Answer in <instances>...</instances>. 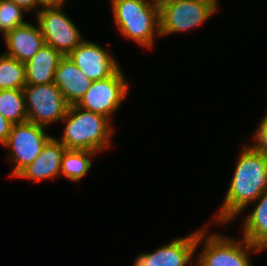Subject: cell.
<instances>
[{"label":"cell","mask_w":267,"mask_h":266,"mask_svg":"<svg viewBox=\"0 0 267 266\" xmlns=\"http://www.w3.org/2000/svg\"><path fill=\"white\" fill-rule=\"evenodd\" d=\"M236 162L232 180L224 202L213 219L214 223L224 225L230 223L267 190V156L265 154L245 144Z\"/></svg>","instance_id":"1"},{"label":"cell","mask_w":267,"mask_h":266,"mask_svg":"<svg viewBox=\"0 0 267 266\" xmlns=\"http://www.w3.org/2000/svg\"><path fill=\"white\" fill-rule=\"evenodd\" d=\"M62 121H65V127L61 138L57 140L66 149L87 150L98 154L111 147L114 129L107 117L71 105Z\"/></svg>","instance_id":"2"},{"label":"cell","mask_w":267,"mask_h":266,"mask_svg":"<svg viewBox=\"0 0 267 266\" xmlns=\"http://www.w3.org/2000/svg\"><path fill=\"white\" fill-rule=\"evenodd\" d=\"M114 23L120 35L153 48L159 36V4L153 0H110Z\"/></svg>","instance_id":"3"},{"label":"cell","mask_w":267,"mask_h":266,"mask_svg":"<svg viewBox=\"0 0 267 266\" xmlns=\"http://www.w3.org/2000/svg\"><path fill=\"white\" fill-rule=\"evenodd\" d=\"M202 241L205 246L194 263L196 266H252L250 251L262 253L259 247L249 244L243 237L240 241L220 233L208 236L207 226L197 230L196 251Z\"/></svg>","instance_id":"4"},{"label":"cell","mask_w":267,"mask_h":266,"mask_svg":"<svg viewBox=\"0 0 267 266\" xmlns=\"http://www.w3.org/2000/svg\"><path fill=\"white\" fill-rule=\"evenodd\" d=\"M205 0H166L159 4V36L188 32L216 14Z\"/></svg>","instance_id":"5"},{"label":"cell","mask_w":267,"mask_h":266,"mask_svg":"<svg viewBox=\"0 0 267 266\" xmlns=\"http://www.w3.org/2000/svg\"><path fill=\"white\" fill-rule=\"evenodd\" d=\"M27 121L47 127L61 121L69 105L55 83L31 85L23 88Z\"/></svg>","instance_id":"6"},{"label":"cell","mask_w":267,"mask_h":266,"mask_svg":"<svg viewBox=\"0 0 267 266\" xmlns=\"http://www.w3.org/2000/svg\"><path fill=\"white\" fill-rule=\"evenodd\" d=\"M45 127L33 122L13 124L7 142L8 160L13 164L11 177H16L25 167L31 164L41 153L43 146L51 138Z\"/></svg>","instance_id":"7"},{"label":"cell","mask_w":267,"mask_h":266,"mask_svg":"<svg viewBox=\"0 0 267 266\" xmlns=\"http://www.w3.org/2000/svg\"><path fill=\"white\" fill-rule=\"evenodd\" d=\"M126 80L120 67L112 76L92 81L91 86L77 106L103 115L112 121L113 114L129 93L130 85Z\"/></svg>","instance_id":"8"},{"label":"cell","mask_w":267,"mask_h":266,"mask_svg":"<svg viewBox=\"0 0 267 266\" xmlns=\"http://www.w3.org/2000/svg\"><path fill=\"white\" fill-rule=\"evenodd\" d=\"M62 9H41L35 16L45 44L52 46L62 56H68L84 39L79 28Z\"/></svg>","instance_id":"9"},{"label":"cell","mask_w":267,"mask_h":266,"mask_svg":"<svg viewBox=\"0 0 267 266\" xmlns=\"http://www.w3.org/2000/svg\"><path fill=\"white\" fill-rule=\"evenodd\" d=\"M68 57L91 80L112 76L119 68L118 61L98 43L83 40Z\"/></svg>","instance_id":"10"},{"label":"cell","mask_w":267,"mask_h":266,"mask_svg":"<svg viewBox=\"0 0 267 266\" xmlns=\"http://www.w3.org/2000/svg\"><path fill=\"white\" fill-rule=\"evenodd\" d=\"M197 230L183 238H175L153 253L139 254L133 266H188L196 254Z\"/></svg>","instance_id":"11"},{"label":"cell","mask_w":267,"mask_h":266,"mask_svg":"<svg viewBox=\"0 0 267 266\" xmlns=\"http://www.w3.org/2000/svg\"><path fill=\"white\" fill-rule=\"evenodd\" d=\"M65 150L66 147L52 136L43 146L36 159L16 177L34 182L56 178L61 172V160Z\"/></svg>","instance_id":"12"},{"label":"cell","mask_w":267,"mask_h":266,"mask_svg":"<svg viewBox=\"0 0 267 266\" xmlns=\"http://www.w3.org/2000/svg\"><path fill=\"white\" fill-rule=\"evenodd\" d=\"M8 49L4 54L25 63L45 44L38 25L30 22L16 27L4 35Z\"/></svg>","instance_id":"13"},{"label":"cell","mask_w":267,"mask_h":266,"mask_svg":"<svg viewBox=\"0 0 267 266\" xmlns=\"http://www.w3.org/2000/svg\"><path fill=\"white\" fill-rule=\"evenodd\" d=\"M54 83L69 106L77 105L91 86L92 81L73 63L63 56L55 71Z\"/></svg>","instance_id":"14"},{"label":"cell","mask_w":267,"mask_h":266,"mask_svg":"<svg viewBox=\"0 0 267 266\" xmlns=\"http://www.w3.org/2000/svg\"><path fill=\"white\" fill-rule=\"evenodd\" d=\"M62 57L52 46L44 44L30 60L24 63L26 84L53 83L55 71Z\"/></svg>","instance_id":"15"},{"label":"cell","mask_w":267,"mask_h":266,"mask_svg":"<svg viewBox=\"0 0 267 266\" xmlns=\"http://www.w3.org/2000/svg\"><path fill=\"white\" fill-rule=\"evenodd\" d=\"M254 202L257 203L256 207L243 221L242 237L264 251L267 250V190Z\"/></svg>","instance_id":"16"},{"label":"cell","mask_w":267,"mask_h":266,"mask_svg":"<svg viewBox=\"0 0 267 266\" xmlns=\"http://www.w3.org/2000/svg\"><path fill=\"white\" fill-rule=\"evenodd\" d=\"M96 152L87 150L66 149L61 160V172L72 182L80 181L92 167L90 159Z\"/></svg>","instance_id":"17"},{"label":"cell","mask_w":267,"mask_h":266,"mask_svg":"<svg viewBox=\"0 0 267 266\" xmlns=\"http://www.w3.org/2000/svg\"><path fill=\"white\" fill-rule=\"evenodd\" d=\"M0 113L12 124L27 121L23 89L0 90Z\"/></svg>","instance_id":"18"},{"label":"cell","mask_w":267,"mask_h":266,"mask_svg":"<svg viewBox=\"0 0 267 266\" xmlns=\"http://www.w3.org/2000/svg\"><path fill=\"white\" fill-rule=\"evenodd\" d=\"M25 85L24 63L4 53L0 55V90L23 89Z\"/></svg>","instance_id":"19"},{"label":"cell","mask_w":267,"mask_h":266,"mask_svg":"<svg viewBox=\"0 0 267 266\" xmlns=\"http://www.w3.org/2000/svg\"><path fill=\"white\" fill-rule=\"evenodd\" d=\"M26 11L9 0H0V31L5 35L16 27L27 23L24 19Z\"/></svg>","instance_id":"20"},{"label":"cell","mask_w":267,"mask_h":266,"mask_svg":"<svg viewBox=\"0 0 267 266\" xmlns=\"http://www.w3.org/2000/svg\"><path fill=\"white\" fill-rule=\"evenodd\" d=\"M253 138L256 141L251 146L267 156V112L257 126Z\"/></svg>","instance_id":"21"},{"label":"cell","mask_w":267,"mask_h":266,"mask_svg":"<svg viewBox=\"0 0 267 266\" xmlns=\"http://www.w3.org/2000/svg\"><path fill=\"white\" fill-rule=\"evenodd\" d=\"M12 123L5 119L0 113V144L1 146L4 145L9 137L11 132Z\"/></svg>","instance_id":"22"},{"label":"cell","mask_w":267,"mask_h":266,"mask_svg":"<svg viewBox=\"0 0 267 266\" xmlns=\"http://www.w3.org/2000/svg\"><path fill=\"white\" fill-rule=\"evenodd\" d=\"M67 0H36V11L45 8H58L63 7ZM39 9V10H38Z\"/></svg>","instance_id":"23"},{"label":"cell","mask_w":267,"mask_h":266,"mask_svg":"<svg viewBox=\"0 0 267 266\" xmlns=\"http://www.w3.org/2000/svg\"><path fill=\"white\" fill-rule=\"evenodd\" d=\"M13 3H15L16 5L22 7L25 11H34L35 9V14L36 12V0H9Z\"/></svg>","instance_id":"24"},{"label":"cell","mask_w":267,"mask_h":266,"mask_svg":"<svg viewBox=\"0 0 267 266\" xmlns=\"http://www.w3.org/2000/svg\"><path fill=\"white\" fill-rule=\"evenodd\" d=\"M215 6L217 9L219 8L218 0H205Z\"/></svg>","instance_id":"25"},{"label":"cell","mask_w":267,"mask_h":266,"mask_svg":"<svg viewBox=\"0 0 267 266\" xmlns=\"http://www.w3.org/2000/svg\"><path fill=\"white\" fill-rule=\"evenodd\" d=\"M153 1H155V2L158 3V4H160V3H162V2H164V1H166V0H153Z\"/></svg>","instance_id":"26"}]
</instances>
